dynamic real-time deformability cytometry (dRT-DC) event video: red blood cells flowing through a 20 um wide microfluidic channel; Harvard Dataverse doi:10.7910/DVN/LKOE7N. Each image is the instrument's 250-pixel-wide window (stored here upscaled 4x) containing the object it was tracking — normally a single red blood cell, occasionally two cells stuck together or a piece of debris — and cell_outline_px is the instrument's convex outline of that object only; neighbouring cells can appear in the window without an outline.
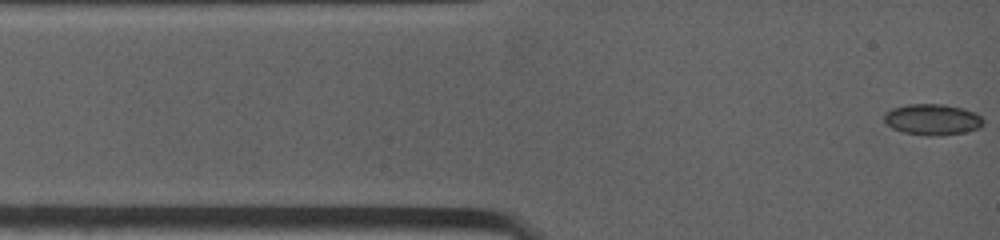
{"species": "common noctule bat (a hibernating species)", "species_latin": "Nyctalus noctula", "temperature_condition": "warm", "stored_images_in_passage": 5, "camera_frame_rate_fps": 4500, "um_per_image_px": 0.085, "animal": {"sex": "female", "body_mass_g": 19.0, "forearm_length_mm": 53.3}, "frame": {"image": 1, "passage_image": 1, "time_ms": 0.0, "image_size_px": [1000, 240], "cell_outline_px": [[984, 124], [980, 128], [964, 132], [936, 136], [928, 136], [904, 132], [892, 128], [884, 120], [884, 112], [892, 108], [908, 104], [944, 104], [964, 108], [976, 112], [984, 120]], "centroid_in_image_um": [79.28, 10.15], "position_along_channel_um": 5.7, "area_um2": 18.09}}